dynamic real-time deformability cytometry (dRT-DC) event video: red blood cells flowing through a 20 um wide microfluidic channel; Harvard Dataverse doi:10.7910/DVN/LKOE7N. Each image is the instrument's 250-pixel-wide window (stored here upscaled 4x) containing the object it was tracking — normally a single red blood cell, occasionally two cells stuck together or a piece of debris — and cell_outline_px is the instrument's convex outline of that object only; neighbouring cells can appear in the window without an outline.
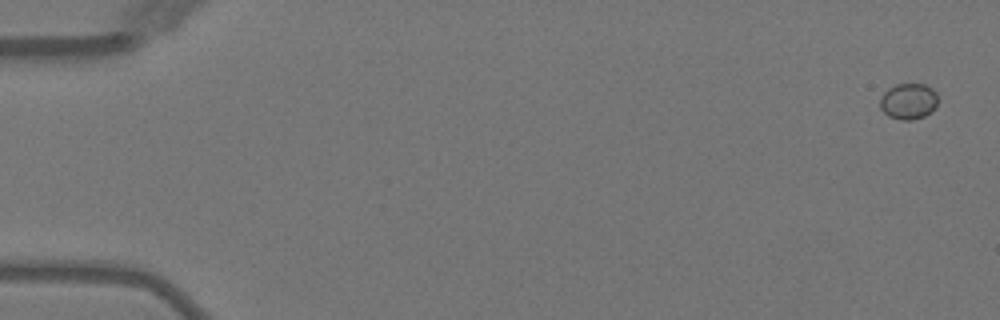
{"species": "Egyptian fruit bat (a non-hibernating species)", "species_latin": "Rousettus aegyptiacus", "temperature_condition": "warm", "stored_images_in_passage": 5, "camera_frame_rate_fps": 3000, "um_per_image_px": 0.085, "animal": {"sex": "female"}, "frame": {"image": 1, "passage_image": 1, "time_ms": 0.0, "image_size_px": [1000, 320], "cell_outline_px": [[936, 108], [924, 116], [912, 120], [900, 120], [888, 116], [880, 108], [880, 100], [884, 92], [888, 88], [896, 84], [924, 84], [932, 88], [936, 92]], "centroid_in_image_um": [77.21, 8.61], "position_along_channel_um": 7.8, "area_um2": 12.14}}
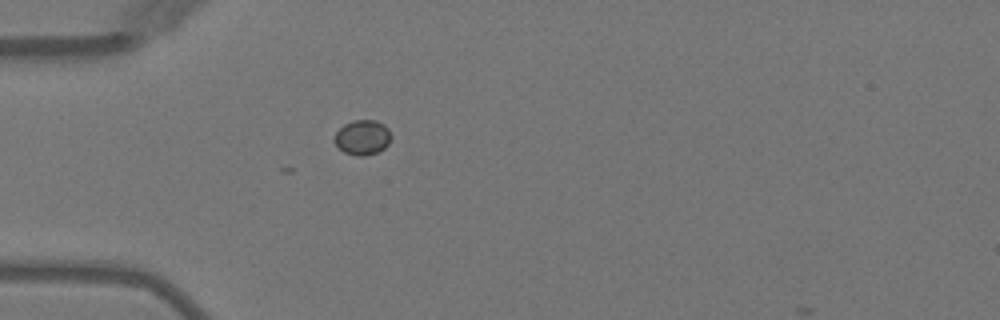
{"frame": {"image": 2, "passage_image": 5, "time_ms": 4.667, "image_size_px": [1000, 320], "cell_outline_px": [[392, 136], [388, 144], [384, 148], [376, 152], [364, 156], [356, 156], [344, 152], [332, 140], [336, 132], [344, 124], [352, 120], [376, 120], [384, 124], [388, 128]], "centroid_in_image_um": [30.81, 11.67], "position_along_channel_um": 54.2, "area_um2": 11.62}}